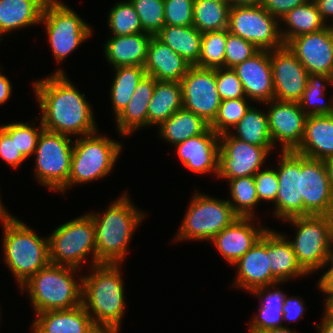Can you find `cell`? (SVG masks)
Listing matches in <instances>:
<instances>
[{
    "label": "cell",
    "instance_id": "obj_62",
    "mask_svg": "<svg viewBox=\"0 0 333 333\" xmlns=\"http://www.w3.org/2000/svg\"><path fill=\"white\" fill-rule=\"evenodd\" d=\"M255 333H297L288 327H281V328H272V329H265L261 331H257Z\"/></svg>",
    "mask_w": 333,
    "mask_h": 333
},
{
    "label": "cell",
    "instance_id": "obj_43",
    "mask_svg": "<svg viewBox=\"0 0 333 333\" xmlns=\"http://www.w3.org/2000/svg\"><path fill=\"white\" fill-rule=\"evenodd\" d=\"M226 29L202 33L201 55L196 66L201 68H224Z\"/></svg>",
    "mask_w": 333,
    "mask_h": 333
},
{
    "label": "cell",
    "instance_id": "obj_60",
    "mask_svg": "<svg viewBox=\"0 0 333 333\" xmlns=\"http://www.w3.org/2000/svg\"><path fill=\"white\" fill-rule=\"evenodd\" d=\"M0 192H1V190H0ZM1 201L2 200L0 198V223L2 224L3 222L11 220L14 216H12L8 211H6L8 209L5 208V206L2 204Z\"/></svg>",
    "mask_w": 333,
    "mask_h": 333
},
{
    "label": "cell",
    "instance_id": "obj_64",
    "mask_svg": "<svg viewBox=\"0 0 333 333\" xmlns=\"http://www.w3.org/2000/svg\"><path fill=\"white\" fill-rule=\"evenodd\" d=\"M45 4H53V3H62L61 1L58 0H41Z\"/></svg>",
    "mask_w": 333,
    "mask_h": 333
},
{
    "label": "cell",
    "instance_id": "obj_26",
    "mask_svg": "<svg viewBox=\"0 0 333 333\" xmlns=\"http://www.w3.org/2000/svg\"><path fill=\"white\" fill-rule=\"evenodd\" d=\"M155 83L154 77L145 75L138 83L127 106L114 118L120 136L129 137L137 129L148 127V105Z\"/></svg>",
    "mask_w": 333,
    "mask_h": 333
},
{
    "label": "cell",
    "instance_id": "obj_31",
    "mask_svg": "<svg viewBox=\"0 0 333 333\" xmlns=\"http://www.w3.org/2000/svg\"><path fill=\"white\" fill-rule=\"evenodd\" d=\"M44 5L41 0H0V42L2 34L39 25Z\"/></svg>",
    "mask_w": 333,
    "mask_h": 333
},
{
    "label": "cell",
    "instance_id": "obj_12",
    "mask_svg": "<svg viewBox=\"0 0 333 333\" xmlns=\"http://www.w3.org/2000/svg\"><path fill=\"white\" fill-rule=\"evenodd\" d=\"M280 21L262 5L231 6L228 31L253 43L260 50H274L284 45Z\"/></svg>",
    "mask_w": 333,
    "mask_h": 333
},
{
    "label": "cell",
    "instance_id": "obj_6",
    "mask_svg": "<svg viewBox=\"0 0 333 333\" xmlns=\"http://www.w3.org/2000/svg\"><path fill=\"white\" fill-rule=\"evenodd\" d=\"M98 133L75 138L70 175L61 194L72 186L97 181L111 173L123 146L121 142Z\"/></svg>",
    "mask_w": 333,
    "mask_h": 333
},
{
    "label": "cell",
    "instance_id": "obj_38",
    "mask_svg": "<svg viewBox=\"0 0 333 333\" xmlns=\"http://www.w3.org/2000/svg\"><path fill=\"white\" fill-rule=\"evenodd\" d=\"M333 87V77L325 74H308L306 89L299 100L304 113L309 115H333V94L324 99L326 87ZM333 93V92H332Z\"/></svg>",
    "mask_w": 333,
    "mask_h": 333
},
{
    "label": "cell",
    "instance_id": "obj_24",
    "mask_svg": "<svg viewBox=\"0 0 333 333\" xmlns=\"http://www.w3.org/2000/svg\"><path fill=\"white\" fill-rule=\"evenodd\" d=\"M191 66L156 36L151 37L144 65L146 75L158 81L181 82Z\"/></svg>",
    "mask_w": 333,
    "mask_h": 333
},
{
    "label": "cell",
    "instance_id": "obj_19",
    "mask_svg": "<svg viewBox=\"0 0 333 333\" xmlns=\"http://www.w3.org/2000/svg\"><path fill=\"white\" fill-rule=\"evenodd\" d=\"M306 68L308 74L333 77V29L331 25L315 33L290 39L285 44Z\"/></svg>",
    "mask_w": 333,
    "mask_h": 333
},
{
    "label": "cell",
    "instance_id": "obj_21",
    "mask_svg": "<svg viewBox=\"0 0 333 333\" xmlns=\"http://www.w3.org/2000/svg\"><path fill=\"white\" fill-rule=\"evenodd\" d=\"M254 219L239 217L210 240L229 265L233 266L269 228L255 225Z\"/></svg>",
    "mask_w": 333,
    "mask_h": 333
},
{
    "label": "cell",
    "instance_id": "obj_59",
    "mask_svg": "<svg viewBox=\"0 0 333 333\" xmlns=\"http://www.w3.org/2000/svg\"><path fill=\"white\" fill-rule=\"evenodd\" d=\"M231 6H255L262 5L264 0H228Z\"/></svg>",
    "mask_w": 333,
    "mask_h": 333
},
{
    "label": "cell",
    "instance_id": "obj_3",
    "mask_svg": "<svg viewBox=\"0 0 333 333\" xmlns=\"http://www.w3.org/2000/svg\"><path fill=\"white\" fill-rule=\"evenodd\" d=\"M82 279V305L94 324L109 325L120 330L126 302L121 263H99L88 266Z\"/></svg>",
    "mask_w": 333,
    "mask_h": 333
},
{
    "label": "cell",
    "instance_id": "obj_9",
    "mask_svg": "<svg viewBox=\"0 0 333 333\" xmlns=\"http://www.w3.org/2000/svg\"><path fill=\"white\" fill-rule=\"evenodd\" d=\"M174 242L210 241L239 216L226 200L195 191Z\"/></svg>",
    "mask_w": 333,
    "mask_h": 333
},
{
    "label": "cell",
    "instance_id": "obj_39",
    "mask_svg": "<svg viewBox=\"0 0 333 333\" xmlns=\"http://www.w3.org/2000/svg\"><path fill=\"white\" fill-rule=\"evenodd\" d=\"M229 1L194 0L193 26L201 33L228 29Z\"/></svg>",
    "mask_w": 333,
    "mask_h": 333
},
{
    "label": "cell",
    "instance_id": "obj_47",
    "mask_svg": "<svg viewBox=\"0 0 333 333\" xmlns=\"http://www.w3.org/2000/svg\"><path fill=\"white\" fill-rule=\"evenodd\" d=\"M194 0H164L165 25L193 26Z\"/></svg>",
    "mask_w": 333,
    "mask_h": 333
},
{
    "label": "cell",
    "instance_id": "obj_46",
    "mask_svg": "<svg viewBox=\"0 0 333 333\" xmlns=\"http://www.w3.org/2000/svg\"><path fill=\"white\" fill-rule=\"evenodd\" d=\"M259 50L253 43L230 33L226 29L224 68H234L237 64L251 58Z\"/></svg>",
    "mask_w": 333,
    "mask_h": 333
},
{
    "label": "cell",
    "instance_id": "obj_61",
    "mask_svg": "<svg viewBox=\"0 0 333 333\" xmlns=\"http://www.w3.org/2000/svg\"><path fill=\"white\" fill-rule=\"evenodd\" d=\"M324 163L326 165L327 173H328V178L330 180V185L333 191V157L325 159Z\"/></svg>",
    "mask_w": 333,
    "mask_h": 333
},
{
    "label": "cell",
    "instance_id": "obj_27",
    "mask_svg": "<svg viewBox=\"0 0 333 333\" xmlns=\"http://www.w3.org/2000/svg\"><path fill=\"white\" fill-rule=\"evenodd\" d=\"M300 155L316 160L333 157V115H309L300 146Z\"/></svg>",
    "mask_w": 333,
    "mask_h": 333
},
{
    "label": "cell",
    "instance_id": "obj_17",
    "mask_svg": "<svg viewBox=\"0 0 333 333\" xmlns=\"http://www.w3.org/2000/svg\"><path fill=\"white\" fill-rule=\"evenodd\" d=\"M274 99L299 102L306 89L308 72L290 49L282 47L270 50Z\"/></svg>",
    "mask_w": 333,
    "mask_h": 333
},
{
    "label": "cell",
    "instance_id": "obj_14",
    "mask_svg": "<svg viewBox=\"0 0 333 333\" xmlns=\"http://www.w3.org/2000/svg\"><path fill=\"white\" fill-rule=\"evenodd\" d=\"M277 163L279 181L273 217L285 220L304 216V202L301 195V155L295 151H281Z\"/></svg>",
    "mask_w": 333,
    "mask_h": 333
},
{
    "label": "cell",
    "instance_id": "obj_49",
    "mask_svg": "<svg viewBox=\"0 0 333 333\" xmlns=\"http://www.w3.org/2000/svg\"><path fill=\"white\" fill-rule=\"evenodd\" d=\"M254 180L259 203L265 201L274 204L279 187L276 168L260 169L254 175Z\"/></svg>",
    "mask_w": 333,
    "mask_h": 333
},
{
    "label": "cell",
    "instance_id": "obj_48",
    "mask_svg": "<svg viewBox=\"0 0 333 333\" xmlns=\"http://www.w3.org/2000/svg\"><path fill=\"white\" fill-rule=\"evenodd\" d=\"M215 78L221 100L246 97L243 85L233 68L215 69Z\"/></svg>",
    "mask_w": 333,
    "mask_h": 333
},
{
    "label": "cell",
    "instance_id": "obj_22",
    "mask_svg": "<svg viewBox=\"0 0 333 333\" xmlns=\"http://www.w3.org/2000/svg\"><path fill=\"white\" fill-rule=\"evenodd\" d=\"M176 154L186 169L196 174H218L220 135L210 127L202 134L176 144Z\"/></svg>",
    "mask_w": 333,
    "mask_h": 333
},
{
    "label": "cell",
    "instance_id": "obj_56",
    "mask_svg": "<svg viewBox=\"0 0 333 333\" xmlns=\"http://www.w3.org/2000/svg\"><path fill=\"white\" fill-rule=\"evenodd\" d=\"M119 331V329L109 325L93 324L86 333H120Z\"/></svg>",
    "mask_w": 333,
    "mask_h": 333
},
{
    "label": "cell",
    "instance_id": "obj_8",
    "mask_svg": "<svg viewBox=\"0 0 333 333\" xmlns=\"http://www.w3.org/2000/svg\"><path fill=\"white\" fill-rule=\"evenodd\" d=\"M95 237L94 221L89 212L60 224L48 235L50 263L81 269L90 255V266L99 264Z\"/></svg>",
    "mask_w": 333,
    "mask_h": 333
},
{
    "label": "cell",
    "instance_id": "obj_41",
    "mask_svg": "<svg viewBox=\"0 0 333 333\" xmlns=\"http://www.w3.org/2000/svg\"><path fill=\"white\" fill-rule=\"evenodd\" d=\"M107 26L111 36L144 33L137 12L129 0L119 1L108 13Z\"/></svg>",
    "mask_w": 333,
    "mask_h": 333
},
{
    "label": "cell",
    "instance_id": "obj_4",
    "mask_svg": "<svg viewBox=\"0 0 333 333\" xmlns=\"http://www.w3.org/2000/svg\"><path fill=\"white\" fill-rule=\"evenodd\" d=\"M78 270L49 263L26 281L20 291L27 292L34 314L81 305L83 276Z\"/></svg>",
    "mask_w": 333,
    "mask_h": 333
},
{
    "label": "cell",
    "instance_id": "obj_35",
    "mask_svg": "<svg viewBox=\"0 0 333 333\" xmlns=\"http://www.w3.org/2000/svg\"><path fill=\"white\" fill-rule=\"evenodd\" d=\"M157 128L158 135L175 146L190 137L204 133L209 128V124L192 111L182 107Z\"/></svg>",
    "mask_w": 333,
    "mask_h": 333
},
{
    "label": "cell",
    "instance_id": "obj_1",
    "mask_svg": "<svg viewBox=\"0 0 333 333\" xmlns=\"http://www.w3.org/2000/svg\"><path fill=\"white\" fill-rule=\"evenodd\" d=\"M33 91L45 130L81 137L97 132L94 112L85 94L77 90L64 69L33 81Z\"/></svg>",
    "mask_w": 333,
    "mask_h": 333
},
{
    "label": "cell",
    "instance_id": "obj_51",
    "mask_svg": "<svg viewBox=\"0 0 333 333\" xmlns=\"http://www.w3.org/2000/svg\"><path fill=\"white\" fill-rule=\"evenodd\" d=\"M309 0H264L262 6L272 16L280 20L293 8L301 6Z\"/></svg>",
    "mask_w": 333,
    "mask_h": 333
},
{
    "label": "cell",
    "instance_id": "obj_30",
    "mask_svg": "<svg viewBox=\"0 0 333 333\" xmlns=\"http://www.w3.org/2000/svg\"><path fill=\"white\" fill-rule=\"evenodd\" d=\"M269 260L271 273L279 282L308 275L298 263L289 240L272 228H269Z\"/></svg>",
    "mask_w": 333,
    "mask_h": 333
},
{
    "label": "cell",
    "instance_id": "obj_42",
    "mask_svg": "<svg viewBox=\"0 0 333 333\" xmlns=\"http://www.w3.org/2000/svg\"><path fill=\"white\" fill-rule=\"evenodd\" d=\"M246 97L221 100L217 115L209 127L218 135L230 132L252 106Z\"/></svg>",
    "mask_w": 333,
    "mask_h": 333
},
{
    "label": "cell",
    "instance_id": "obj_5",
    "mask_svg": "<svg viewBox=\"0 0 333 333\" xmlns=\"http://www.w3.org/2000/svg\"><path fill=\"white\" fill-rule=\"evenodd\" d=\"M3 226V261L19 288L50 263L49 238L40 237L33 228L15 216Z\"/></svg>",
    "mask_w": 333,
    "mask_h": 333
},
{
    "label": "cell",
    "instance_id": "obj_53",
    "mask_svg": "<svg viewBox=\"0 0 333 333\" xmlns=\"http://www.w3.org/2000/svg\"><path fill=\"white\" fill-rule=\"evenodd\" d=\"M316 285L322 293H333V267H329L327 271L323 272Z\"/></svg>",
    "mask_w": 333,
    "mask_h": 333
},
{
    "label": "cell",
    "instance_id": "obj_20",
    "mask_svg": "<svg viewBox=\"0 0 333 333\" xmlns=\"http://www.w3.org/2000/svg\"><path fill=\"white\" fill-rule=\"evenodd\" d=\"M233 266L237 268L232 286L251 293L254 289L279 282L271 273L269 228Z\"/></svg>",
    "mask_w": 333,
    "mask_h": 333
},
{
    "label": "cell",
    "instance_id": "obj_11",
    "mask_svg": "<svg viewBox=\"0 0 333 333\" xmlns=\"http://www.w3.org/2000/svg\"><path fill=\"white\" fill-rule=\"evenodd\" d=\"M72 137L42 130L34 153L35 180L60 192L68 183L74 141Z\"/></svg>",
    "mask_w": 333,
    "mask_h": 333
},
{
    "label": "cell",
    "instance_id": "obj_63",
    "mask_svg": "<svg viewBox=\"0 0 333 333\" xmlns=\"http://www.w3.org/2000/svg\"><path fill=\"white\" fill-rule=\"evenodd\" d=\"M333 267V239H332V244H331V252H330V260L329 262L326 264V267Z\"/></svg>",
    "mask_w": 333,
    "mask_h": 333
},
{
    "label": "cell",
    "instance_id": "obj_36",
    "mask_svg": "<svg viewBox=\"0 0 333 333\" xmlns=\"http://www.w3.org/2000/svg\"><path fill=\"white\" fill-rule=\"evenodd\" d=\"M115 75L110 85V99L116 118L127 106L140 80L146 75L144 66H122L113 68Z\"/></svg>",
    "mask_w": 333,
    "mask_h": 333
},
{
    "label": "cell",
    "instance_id": "obj_50",
    "mask_svg": "<svg viewBox=\"0 0 333 333\" xmlns=\"http://www.w3.org/2000/svg\"><path fill=\"white\" fill-rule=\"evenodd\" d=\"M0 158L2 161L7 163L11 168H19L26 158L17 149L15 144V138H11L1 127H0Z\"/></svg>",
    "mask_w": 333,
    "mask_h": 333
},
{
    "label": "cell",
    "instance_id": "obj_45",
    "mask_svg": "<svg viewBox=\"0 0 333 333\" xmlns=\"http://www.w3.org/2000/svg\"><path fill=\"white\" fill-rule=\"evenodd\" d=\"M25 122H12L0 127L11 137L21 154L28 159L33 156L37 147L38 138L44 129L40 120L39 126H32Z\"/></svg>",
    "mask_w": 333,
    "mask_h": 333
},
{
    "label": "cell",
    "instance_id": "obj_40",
    "mask_svg": "<svg viewBox=\"0 0 333 333\" xmlns=\"http://www.w3.org/2000/svg\"><path fill=\"white\" fill-rule=\"evenodd\" d=\"M231 199L227 201L239 217L256 216L255 207L259 204L254 176L227 180Z\"/></svg>",
    "mask_w": 333,
    "mask_h": 333
},
{
    "label": "cell",
    "instance_id": "obj_54",
    "mask_svg": "<svg viewBox=\"0 0 333 333\" xmlns=\"http://www.w3.org/2000/svg\"><path fill=\"white\" fill-rule=\"evenodd\" d=\"M320 12L321 18L327 24L332 22L333 24V0H313ZM331 18V19H330Z\"/></svg>",
    "mask_w": 333,
    "mask_h": 333
},
{
    "label": "cell",
    "instance_id": "obj_34",
    "mask_svg": "<svg viewBox=\"0 0 333 333\" xmlns=\"http://www.w3.org/2000/svg\"><path fill=\"white\" fill-rule=\"evenodd\" d=\"M156 37L192 66L198 64L202 33L194 26L165 25Z\"/></svg>",
    "mask_w": 333,
    "mask_h": 333
},
{
    "label": "cell",
    "instance_id": "obj_2",
    "mask_svg": "<svg viewBox=\"0 0 333 333\" xmlns=\"http://www.w3.org/2000/svg\"><path fill=\"white\" fill-rule=\"evenodd\" d=\"M139 210L125 191L102 214L89 213L94 221L96 259L99 263L123 264L137 226L148 215Z\"/></svg>",
    "mask_w": 333,
    "mask_h": 333
},
{
    "label": "cell",
    "instance_id": "obj_32",
    "mask_svg": "<svg viewBox=\"0 0 333 333\" xmlns=\"http://www.w3.org/2000/svg\"><path fill=\"white\" fill-rule=\"evenodd\" d=\"M183 107L180 82L156 80L154 92L148 105V126H159Z\"/></svg>",
    "mask_w": 333,
    "mask_h": 333
},
{
    "label": "cell",
    "instance_id": "obj_23",
    "mask_svg": "<svg viewBox=\"0 0 333 333\" xmlns=\"http://www.w3.org/2000/svg\"><path fill=\"white\" fill-rule=\"evenodd\" d=\"M233 70L243 85L247 99L259 104L274 99L269 50H259L251 58L237 64Z\"/></svg>",
    "mask_w": 333,
    "mask_h": 333
},
{
    "label": "cell",
    "instance_id": "obj_15",
    "mask_svg": "<svg viewBox=\"0 0 333 333\" xmlns=\"http://www.w3.org/2000/svg\"><path fill=\"white\" fill-rule=\"evenodd\" d=\"M180 83L183 108L192 111L210 125L221 104L216 88L215 69L191 66Z\"/></svg>",
    "mask_w": 333,
    "mask_h": 333
},
{
    "label": "cell",
    "instance_id": "obj_16",
    "mask_svg": "<svg viewBox=\"0 0 333 333\" xmlns=\"http://www.w3.org/2000/svg\"><path fill=\"white\" fill-rule=\"evenodd\" d=\"M268 105V127L274 148L280 151H295L301 144L307 115L298 102L270 100Z\"/></svg>",
    "mask_w": 333,
    "mask_h": 333
},
{
    "label": "cell",
    "instance_id": "obj_7",
    "mask_svg": "<svg viewBox=\"0 0 333 333\" xmlns=\"http://www.w3.org/2000/svg\"><path fill=\"white\" fill-rule=\"evenodd\" d=\"M296 236L291 243L301 268L308 274L325 268L330 260L333 239V215H307L289 218Z\"/></svg>",
    "mask_w": 333,
    "mask_h": 333
},
{
    "label": "cell",
    "instance_id": "obj_10",
    "mask_svg": "<svg viewBox=\"0 0 333 333\" xmlns=\"http://www.w3.org/2000/svg\"><path fill=\"white\" fill-rule=\"evenodd\" d=\"M65 3L45 4L40 24L45 26L48 43L57 63L93 35L90 24Z\"/></svg>",
    "mask_w": 333,
    "mask_h": 333
},
{
    "label": "cell",
    "instance_id": "obj_18",
    "mask_svg": "<svg viewBox=\"0 0 333 333\" xmlns=\"http://www.w3.org/2000/svg\"><path fill=\"white\" fill-rule=\"evenodd\" d=\"M301 195L304 216L333 215V191L323 160L301 155Z\"/></svg>",
    "mask_w": 333,
    "mask_h": 333
},
{
    "label": "cell",
    "instance_id": "obj_55",
    "mask_svg": "<svg viewBox=\"0 0 333 333\" xmlns=\"http://www.w3.org/2000/svg\"><path fill=\"white\" fill-rule=\"evenodd\" d=\"M0 69L3 70V67ZM12 87L9 78L0 72V105L5 104L12 96Z\"/></svg>",
    "mask_w": 333,
    "mask_h": 333
},
{
    "label": "cell",
    "instance_id": "obj_33",
    "mask_svg": "<svg viewBox=\"0 0 333 333\" xmlns=\"http://www.w3.org/2000/svg\"><path fill=\"white\" fill-rule=\"evenodd\" d=\"M279 21L280 36L284 45L292 38L304 34L315 33L326 28L328 25L321 18L320 12L313 0L293 8ZM284 24L287 28H281ZM283 29V30H282Z\"/></svg>",
    "mask_w": 333,
    "mask_h": 333
},
{
    "label": "cell",
    "instance_id": "obj_13",
    "mask_svg": "<svg viewBox=\"0 0 333 333\" xmlns=\"http://www.w3.org/2000/svg\"><path fill=\"white\" fill-rule=\"evenodd\" d=\"M274 147H259L233 137L229 132L220 135L218 174L216 178L231 180L254 176L274 151Z\"/></svg>",
    "mask_w": 333,
    "mask_h": 333
},
{
    "label": "cell",
    "instance_id": "obj_57",
    "mask_svg": "<svg viewBox=\"0 0 333 333\" xmlns=\"http://www.w3.org/2000/svg\"><path fill=\"white\" fill-rule=\"evenodd\" d=\"M321 321L322 322L317 324L316 327L318 333H333V319H330L323 314V319L321 318Z\"/></svg>",
    "mask_w": 333,
    "mask_h": 333
},
{
    "label": "cell",
    "instance_id": "obj_44",
    "mask_svg": "<svg viewBox=\"0 0 333 333\" xmlns=\"http://www.w3.org/2000/svg\"><path fill=\"white\" fill-rule=\"evenodd\" d=\"M137 12L144 33L156 36L165 26L164 0H129Z\"/></svg>",
    "mask_w": 333,
    "mask_h": 333
},
{
    "label": "cell",
    "instance_id": "obj_58",
    "mask_svg": "<svg viewBox=\"0 0 333 333\" xmlns=\"http://www.w3.org/2000/svg\"><path fill=\"white\" fill-rule=\"evenodd\" d=\"M327 296H325L324 300V315L329 317L330 319H333V293H323Z\"/></svg>",
    "mask_w": 333,
    "mask_h": 333
},
{
    "label": "cell",
    "instance_id": "obj_37",
    "mask_svg": "<svg viewBox=\"0 0 333 333\" xmlns=\"http://www.w3.org/2000/svg\"><path fill=\"white\" fill-rule=\"evenodd\" d=\"M253 106L250 107L245 116L234 126L233 129L235 131L231 130L229 133L233 137L249 144L259 147H274L269 132L267 113Z\"/></svg>",
    "mask_w": 333,
    "mask_h": 333
},
{
    "label": "cell",
    "instance_id": "obj_52",
    "mask_svg": "<svg viewBox=\"0 0 333 333\" xmlns=\"http://www.w3.org/2000/svg\"><path fill=\"white\" fill-rule=\"evenodd\" d=\"M304 300L298 296H285L283 304V321L295 322L304 316L305 312Z\"/></svg>",
    "mask_w": 333,
    "mask_h": 333
},
{
    "label": "cell",
    "instance_id": "obj_28",
    "mask_svg": "<svg viewBox=\"0 0 333 333\" xmlns=\"http://www.w3.org/2000/svg\"><path fill=\"white\" fill-rule=\"evenodd\" d=\"M151 35L147 33L129 36H110L104 45V56L110 66H144Z\"/></svg>",
    "mask_w": 333,
    "mask_h": 333
},
{
    "label": "cell",
    "instance_id": "obj_29",
    "mask_svg": "<svg viewBox=\"0 0 333 333\" xmlns=\"http://www.w3.org/2000/svg\"><path fill=\"white\" fill-rule=\"evenodd\" d=\"M285 282H276L264 287L254 289L250 294L260 299L258 313L253 316L249 323V332L255 333L257 331L281 328L283 325V304L287 294L282 289L277 288L280 284Z\"/></svg>",
    "mask_w": 333,
    "mask_h": 333
},
{
    "label": "cell",
    "instance_id": "obj_25",
    "mask_svg": "<svg viewBox=\"0 0 333 333\" xmlns=\"http://www.w3.org/2000/svg\"><path fill=\"white\" fill-rule=\"evenodd\" d=\"M94 324L91 316L79 305L68 310L37 313L32 321V333H86Z\"/></svg>",
    "mask_w": 333,
    "mask_h": 333
}]
</instances>
